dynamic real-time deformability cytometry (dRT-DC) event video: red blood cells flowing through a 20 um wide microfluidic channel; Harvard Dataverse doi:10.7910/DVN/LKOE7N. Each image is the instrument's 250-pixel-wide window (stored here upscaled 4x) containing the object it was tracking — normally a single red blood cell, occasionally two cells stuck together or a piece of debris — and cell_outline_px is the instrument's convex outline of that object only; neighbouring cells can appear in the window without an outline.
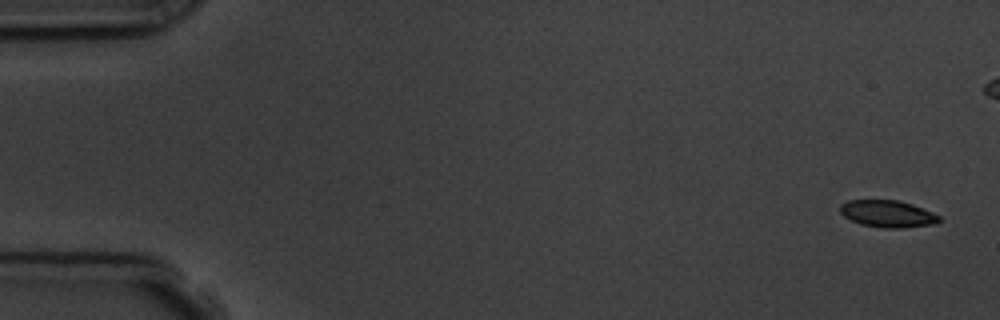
{"species": "common noctule bat (a hibernating species)", "species_latin": "Nyctalus noctula", "temperature_condition": "room temperature", "stored_images_in_passage": 6, "camera_frame_rate_fps": 3000, "um_per_image_px": 0.085, "animal": {"sex": "male", "body_mass_g": 19.5, "forearm_length_mm": 54.6}, "frame": {"image": 1, "passage_image": 1, "time_ms": 0.0, "image_size_px": [1000, 320], "cell_outline_px": [[940, 220], [936, 224], [904, 228], [884, 228], [860, 224], [844, 216], [840, 212], [840, 204], [848, 200], [900, 200], [912, 204], [932, 212], [940, 216]], "centroid_in_image_um": [75.46, 18.17], "position_along_channel_um": 9.5, "area_um2": 15.66}}